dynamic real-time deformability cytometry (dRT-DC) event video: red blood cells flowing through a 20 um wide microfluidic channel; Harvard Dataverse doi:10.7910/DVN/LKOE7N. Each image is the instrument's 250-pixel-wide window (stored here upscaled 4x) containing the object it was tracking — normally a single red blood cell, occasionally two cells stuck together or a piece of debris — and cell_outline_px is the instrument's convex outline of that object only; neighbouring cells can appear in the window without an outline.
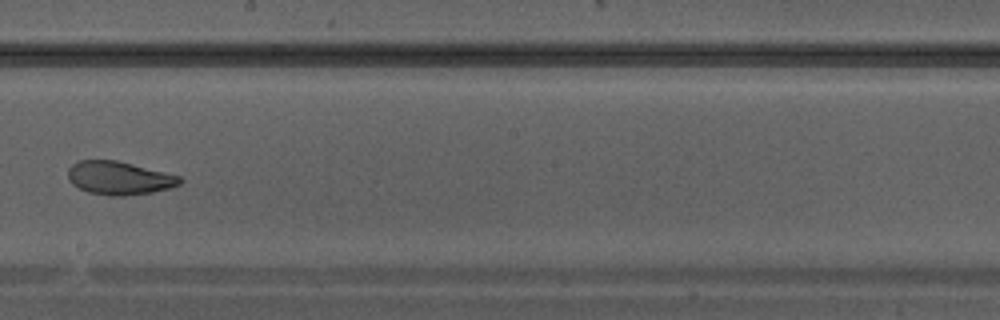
{"species": "Egyptian fruit bat (a non-hibernating species)", "species_latin": "Rousettus aegyptiacus", "temperature_condition": "warm", "stored_images_in_passage": 36, "camera_frame_rate_fps": 3000, "um_per_image_px": 0.085, "animal": {"sex": "male"}, "frame": {"image": 1, "passage_image": 21, "time_ms": 6.667, "image_size_px": [1000, 320], "cell_outline_px": [[184, 180], [180, 184], [172, 188], [152, 192], [124, 196], [108, 196], [88, 192], [72, 184], [68, 180], [68, 168], [72, 164], [80, 160], [116, 160], [180, 176]], "centroid_in_image_um": [10.13, 15.14], "position_along_channel_um": 238.1, "area_um2": 21.79}}